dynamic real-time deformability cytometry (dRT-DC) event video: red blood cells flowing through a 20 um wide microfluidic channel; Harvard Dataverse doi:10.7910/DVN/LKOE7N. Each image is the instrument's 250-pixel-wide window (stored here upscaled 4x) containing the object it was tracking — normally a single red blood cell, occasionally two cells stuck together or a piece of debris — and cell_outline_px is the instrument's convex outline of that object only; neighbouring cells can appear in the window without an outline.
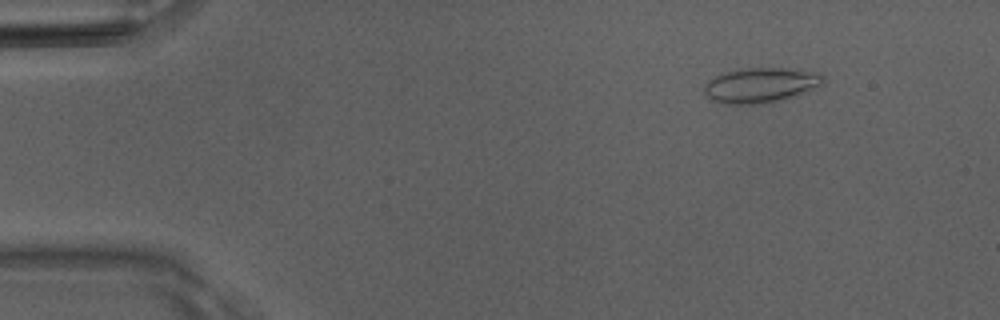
{"species": "Egyptian fruit bat (a non-hibernating species)", "species_latin": "Rousettus aegyptiacus", "temperature_condition": "room temperature", "stored_images_in_passage": 49, "camera_frame_rate_fps": 3000, "um_per_image_px": 0.085, "animal": {"sex": "male"}, "frame": {"image": 1, "passage_image": 6, "time_ms": 1.667, "image_size_px": [1000, 320], "cell_outline_px": [[824, 84], [784, 100], [772, 104], [724, 104], [712, 100], [704, 92], [704, 88], [708, 80], [716, 76], [728, 72], [748, 68], [784, 68], [816, 72], [824, 76]], "centroid_in_image_um": [64.68, 7.26], "position_along_channel_um": 20.3, "area_um2": 24.28}}
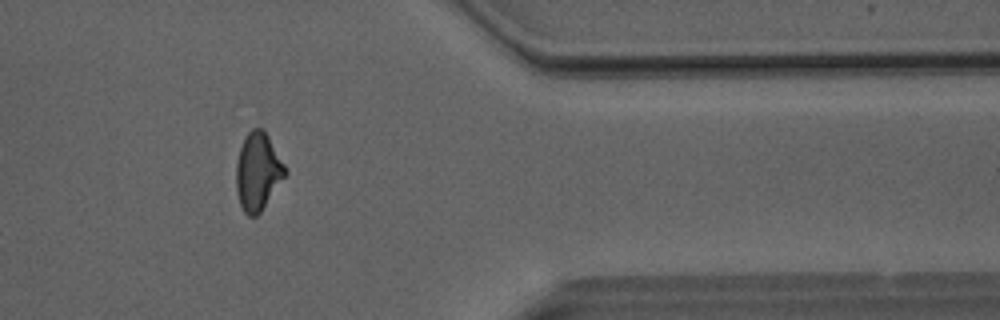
{"frame": {"image": 2, "passage_image": 40, "time_ms": 13.0, "image_size_px": [1000, 320], "cell_outline_px": [[288, 172], [260, 212], [256, 216], [248, 216], [244, 212], [240, 204], [236, 192], [236, 164], [240, 148], [248, 132], [252, 128], [264, 128], [284, 164]], "centroid_in_image_um": [21.91, 14.58], "position_along_channel_um": 389.5, "area_um2": 22.02}}
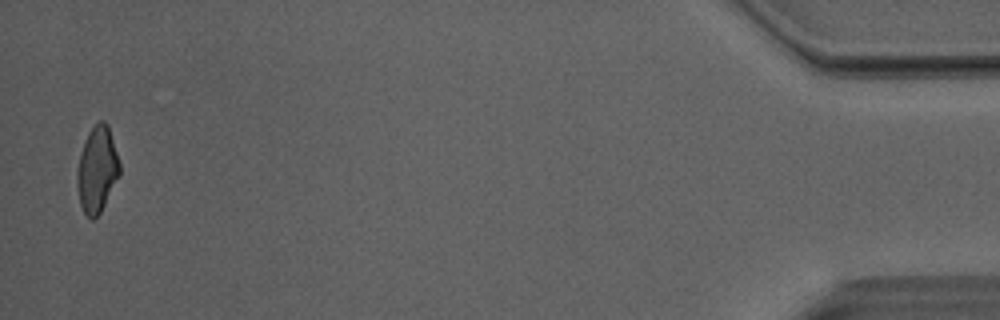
{"frame": {"image": 3, "passage_image": 48, "time_ms": 15.667, "image_size_px": [1000, 320], "cell_outline_px": [[120, 176], [100, 212], [92, 220], [84, 212], [80, 204], [76, 184], [76, 176], [80, 156], [88, 132], [100, 120], [104, 120], [108, 124], [120, 164]], "centroid_in_image_um": [8.26, 14.41], "position_along_channel_um": 426.9, "area_um2": 21.1}, "authors_computed_cell_mechanics": {"area_um2": 21.097, "velocity_mm_per_s": 4.0793, "shape_relaxation_time_tau1_ms": 5.8037, "shape_relaxation_time_tau2_ms": 1.2067, "deformation_change_tau1": 0.1862, "deformation_change_tau2": 0.0891}}